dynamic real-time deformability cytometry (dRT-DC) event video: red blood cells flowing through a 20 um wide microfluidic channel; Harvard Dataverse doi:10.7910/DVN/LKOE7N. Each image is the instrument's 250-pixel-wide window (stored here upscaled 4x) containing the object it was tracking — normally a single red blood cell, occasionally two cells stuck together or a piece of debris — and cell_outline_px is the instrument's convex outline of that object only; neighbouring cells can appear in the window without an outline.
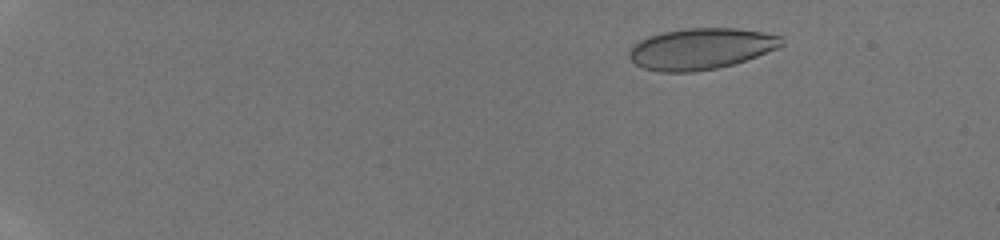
{"species": "human", "species_latin": "Homo sapiens", "temperature_condition": "room temperature", "stored_images_in_passage": 31, "camera_frame_rate_fps": 3000, "um_per_image_px": 0.085, "donor": {"sex": "male"}, "frame": {"image": 1, "passage_image": 14, "time_ms": 3.0, "image_size_px": [1000, 240], "cell_outline_px": [[784, 44], [776, 48], [756, 56], [732, 64], [716, 68], [692, 72], [660, 72], [644, 68], [636, 64], [628, 56], [628, 52], [640, 40], [648, 36], [664, 32], [688, 28], [736, 28], [784, 36]], "centroid_in_image_um": [59.58, 4.14], "position_along_channel_um": 25.4, "area_um2": 36.24}}
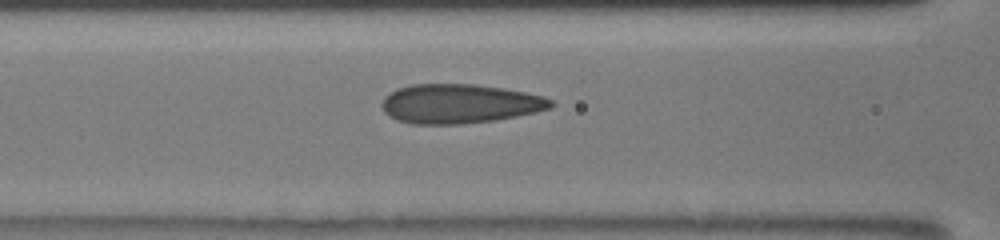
{"frame": {"image": 2, "passage_image": 27, "time_ms": 9.333, "image_size_px": [1000, 240], "cell_outline_px": [[556, 104], [552, 108], [536, 112], [496, 120], [460, 124], [412, 124], [396, 120], [384, 112], [380, 104], [384, 96], [396, 88], [412, 84], [476, 84], [504, 88], [544, 96], [552, 100]], "centroid_in_image_um": [39.06, 8.81], "position_along_channel_um": 127.5, "area_um2": 39.07}}
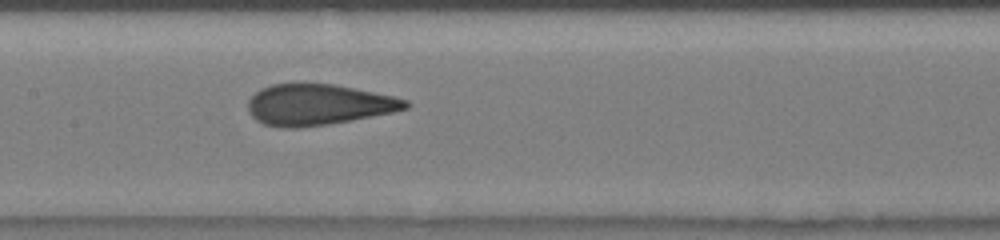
{"frame": {"image": 3, "passage_image": 29, "time_ms": 10.667, "image_size_px": [1000, 240], "cell_outline_px": [[412, 104], [408, 108], [392, 112], [352, 120], [328, 124], [300, 128], [280, 128], [264, 124], [256, 120], [248, 112], [248, 100], [260, 88], [272, 84], [300, 80], [332, 84], [392, 96], [408, 100]], "centroid_in_image_um": [26.99, 8.87], "position_along_channel_um": 180.4, "area_um2": 38.32}}